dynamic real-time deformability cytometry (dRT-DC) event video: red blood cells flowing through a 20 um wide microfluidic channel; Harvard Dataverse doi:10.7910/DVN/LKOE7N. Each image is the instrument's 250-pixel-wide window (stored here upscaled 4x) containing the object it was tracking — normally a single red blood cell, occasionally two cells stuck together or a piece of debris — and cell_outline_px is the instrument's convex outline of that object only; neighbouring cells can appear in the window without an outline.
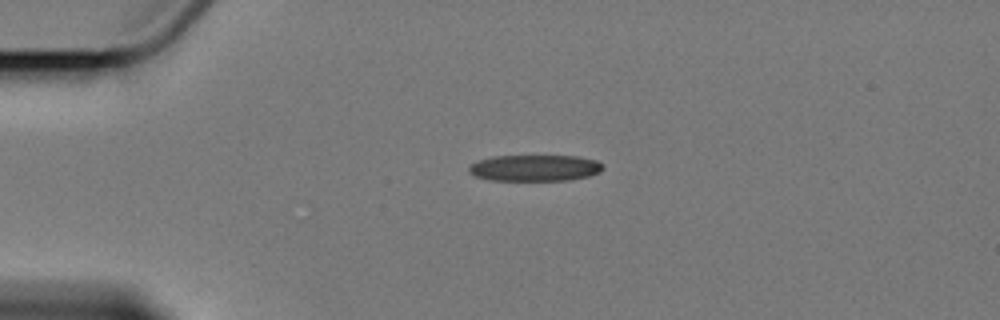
{"species": "Egyptian fruit bat (a non-hibernating species)", "species_latin": "Rousettus aegyptiacus", "temperature_condition": "cold", "stored_images_in_passage": 4, "camera_frame_rate_fps": 3000, "um_per_image_px": 0.085, "animal": {"sex": "female"}, "frame": {"image": 1, "passage_image": 4, "time_ms": 4.333, "image_size_px": [1000, 320], "cell_outline_px": [[604, 168], [600, 172], [588, 176], [572, 180], [488, 180], [476, 176], [468, 172], [468, 168], [472, 164], [480, 160], [492, 156], [576, 156], [596, 160], [604, 164]], "centroid_in_image_um": [45.49, 14.28], "position_along_channel_um": 39.5, "area_um2": 20.58}}